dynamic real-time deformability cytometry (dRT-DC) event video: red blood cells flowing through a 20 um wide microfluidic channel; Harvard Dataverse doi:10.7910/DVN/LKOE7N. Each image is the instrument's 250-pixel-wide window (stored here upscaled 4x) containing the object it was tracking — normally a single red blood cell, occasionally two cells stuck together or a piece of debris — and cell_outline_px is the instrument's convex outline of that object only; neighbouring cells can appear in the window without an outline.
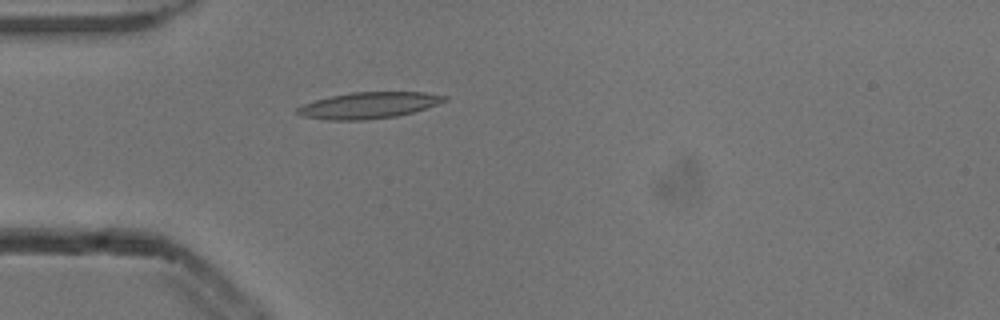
{"species": "common noctule bat (a hibernating species)", "species_latin": "Nyctalus noctula", "temperature_condition": "cold", "stored_images_in_passage": 34, "camera_frame_rate_fps": 3000, "um_per_image_px": 0.085, "animal": {"sex": "male", "body_mass_g": 13.3}, "frame": {"image": 1, "passage_image": 1, "time_ms": 0.0, "image_size_px": [1000, 320], "cell_outline_px": [[448, 100], [412, 112], [396, 116], [364, 120], [328, 120], [300, 116], [296, 112], [296, 108], [304, 104], [316, 100], [332, 96], [352, 92], [424, 92], [448, 96]], "centroid_in_image_um": [31.32, 8.95], "position_along_channel_um": 53.7, "area_um2": 22.37}}
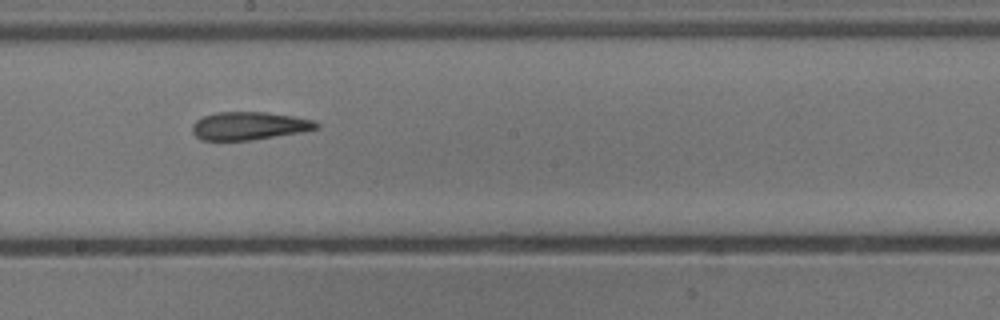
{"frame": {"image": 2, "passage_image": 15, "time_ms": 4.667, "image_size_px": [1000, 320], "cell_outline_px": [[320, 128], [300, 132], [248, 140], [200, 140], [192, 132], [192, 124], [196, 120], [204, 116], [216, 112], [268, 112], [292, 116], [312, 120], [320, 124]], "centroid_in_image_um": [21.15, 10.69], "position_along_channel_um": 227.1, "area_um2": 20.11}}
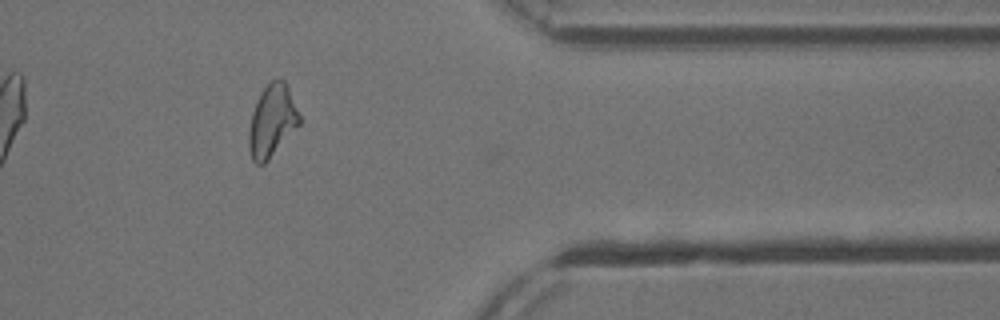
{"frame": {"image": 3, "passage_image": 29, "time_ms": 9.333, "image_size_px": [1000, 320], "cell_outline_px": [[300, 124], [268, 160], [264, 164], [256, 164], [252, 160], [248, 148], [248, 132], [252, 112], [260, 92], [272, 80], [284, 80], [288, 88], [300, 116]], "centroid_in_image_um": [23.1, 10.3], "position_along_channel_um": 388.3, "area_um2": 21.04}, "authors_computed_cell_mechanics": {"area_um2": 21.097, "velocity_mm_per_s": 3.8683, "shape_relaxation_time_tau1_ms": null, "shape_relaxation_time_tau2_ms": 2.594, "deformation_change_tau1": null, "deformation_change_tau2": 0.1061}}